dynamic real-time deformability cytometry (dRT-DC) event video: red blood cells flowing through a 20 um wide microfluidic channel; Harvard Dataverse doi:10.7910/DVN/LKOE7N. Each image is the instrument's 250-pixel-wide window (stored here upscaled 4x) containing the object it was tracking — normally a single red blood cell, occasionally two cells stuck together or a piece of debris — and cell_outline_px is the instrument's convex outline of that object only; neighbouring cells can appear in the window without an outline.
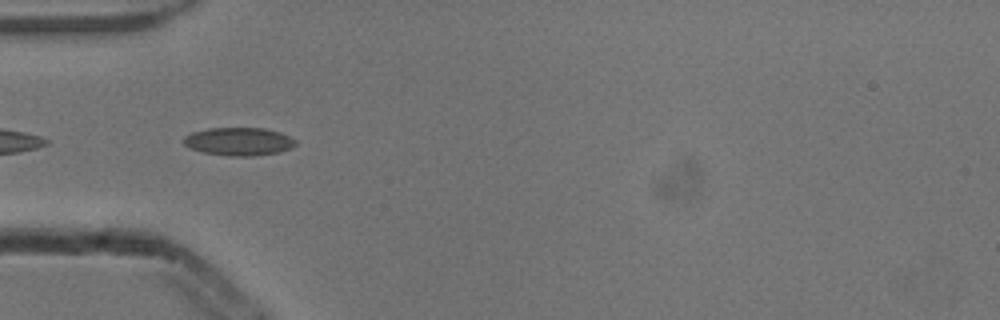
{"species": "common noctule bat (a hibernating species)", "species_latin": "Nyctalus noctula", "temperature_condition": "cold", "stored_images_in_passage": 5, "camera_frame_rate_fps": 3000, "um_per_image_px": 0.085, "animal": {"sex": "male", "body_mass_g": 13.3}, "frame": {"image": 1, "passage_image": 4, "time_ms": 1.0, "image_size_px": [1000, 320], "cell_outline_px": [[296, 144], [280, 152], [256, 156], [228, 156], [204, 152], [188, 148], [184, 144], [184, 136], [192, 132], [208, 128], [264, 128], [280, 132], [296, 140]], "centroid_in_image_um": [20.28, 12.03], "position_along_channel_um": 64.7, "area_um2": 18.32}}
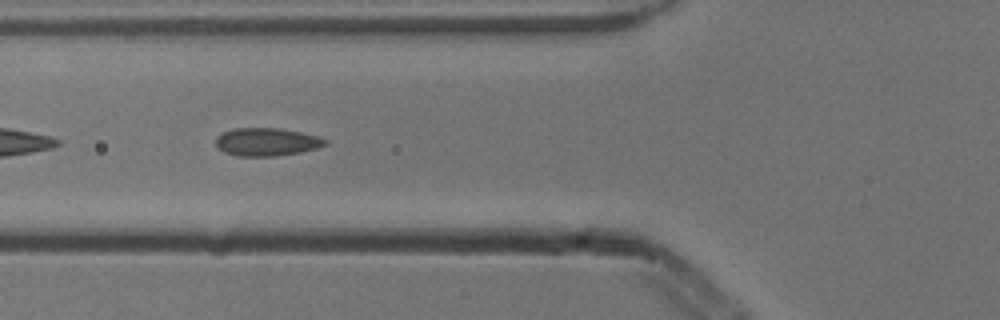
{"frame": {"image": 2, "passage_image": 5, "time_ms": 1.333, "image_size_px": [1000, 320], "cell_outline_px": [[328, 144], [316, 148], [300, 152], [272, 156], [236, 156], [224, 152], [216, 148], [216, 140], [224, 132], [236, 128], [276, 128], [300, 132], [316, 136], [328, 140]], "centroid_in_image_um": [22.66, 12.07], "position_along_channel_um": 103.1, "area_um2": 17.63}}